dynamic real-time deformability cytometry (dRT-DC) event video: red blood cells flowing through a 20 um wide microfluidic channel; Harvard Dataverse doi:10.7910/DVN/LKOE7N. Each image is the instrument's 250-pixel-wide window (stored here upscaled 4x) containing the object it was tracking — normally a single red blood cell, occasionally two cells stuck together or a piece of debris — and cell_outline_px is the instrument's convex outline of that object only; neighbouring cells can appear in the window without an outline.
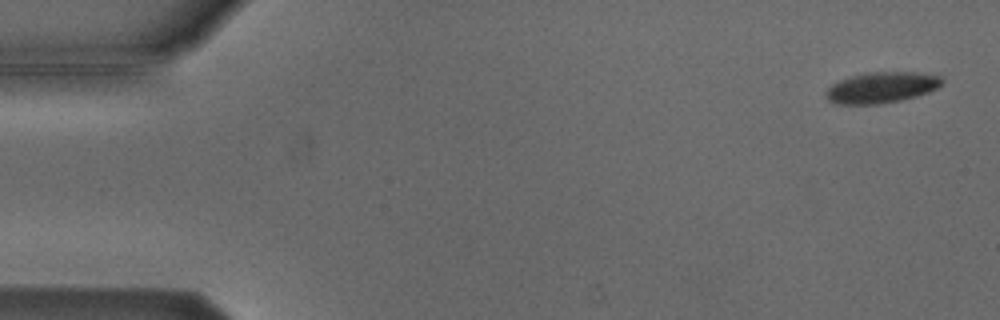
{"species": "Egyptian fruit bat (a non-hibernating species)", "species_latin": "Rousettus aegyptiacus", "temperature_condition": "cold", "stored_images_in_passage": 4, "camera_frame_rate_fps": 3000, "um_per_image_px": 0.085, "animal": {"sex": "male"}, "frame": {"image": 1, "passage_image": 1, "time_ms": 0.0, "image_size_px": [1000, 320], "cell_outline_px": [[944, 84], [928, 92], [916, 96], [900, 100], [876, 104], [836, 104], [828, 100], [824, 96], [824, 92], [832, 84], [840, 80], [864, 72], [916, 72], [940, 76], [944, 80]], "centroid_in_image_um": [74.91, 7.43], "position_along_channel_um": 10.1, "area_um2": 20.98}}